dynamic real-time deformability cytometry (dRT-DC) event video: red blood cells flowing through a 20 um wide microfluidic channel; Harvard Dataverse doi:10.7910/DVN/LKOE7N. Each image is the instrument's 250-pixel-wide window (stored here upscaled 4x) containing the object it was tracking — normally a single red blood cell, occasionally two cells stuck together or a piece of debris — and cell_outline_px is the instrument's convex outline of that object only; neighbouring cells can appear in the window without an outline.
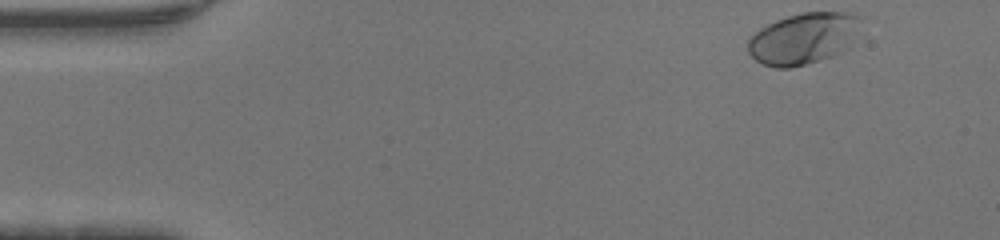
{"species": "human", "species_latin": "Homo sapiens", "temperature_condition": "warm", "stored_images_in_passage": 44, "camera_frame_rate_fps": 3000, "um_per_image_px": 0.085, "donor": {"sex": "male"}, "frame": {"image": 1, "passage_image": 1, "time_ms": 0.0, "image_size_px": [1000, 240], "cell_outline_px": [[856, 16], [840, 52], [832, 56], [820, 60], [788, 68], [776, 68], [764, 64], [756, 60], [748, 52], [748, 40], [764, 24], [788, 16], [804, 12], [848, 12]], "centroid_in_image_um": [68.06, 3.29], "position_along_channel_um": 16.9, "area_um2": 31.91}}
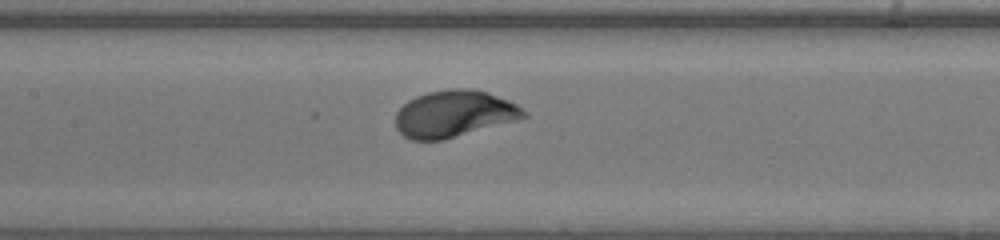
{"frame": {"image": 2, "passage_image": 19, "time_ms": 6.0, "image_size_px": [1000, 240], "cell_outline_px": [[528, 116], [516, 120], [444, 140], [412, 140], [404, 136], [396, 128], [396, 112], [408, 100], [416, 96], [428, 92], [448, 88], [468, 88], [488, 92], [508, 100], [516, 104], [528, 112]], "centroid_in_image_um": [38.6, 9.67], "position_along_channel_um": 168.8, "area_um2": 34.97}}
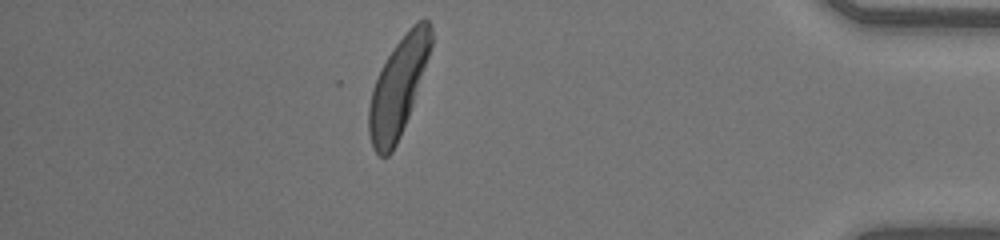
{"frame": {"image": 3, "passage_image": 38, "time_ms": 12.333, "image_size_px": [1000, 240], "cell_outline_px": [[432, 44], [408, 116], [400, 136], [392, 152], [388, 156], [380, 156], [372, 148], [368, 132], [368, 108], [372, 88], [388, 56], [396, 44], [408, 28], [416, 20], [428, 20], [432, 28]], "centroid_in_image_um": [33.82, 7.41], "position_along_channel_um": 401.4, "area_um2": 34.8}}